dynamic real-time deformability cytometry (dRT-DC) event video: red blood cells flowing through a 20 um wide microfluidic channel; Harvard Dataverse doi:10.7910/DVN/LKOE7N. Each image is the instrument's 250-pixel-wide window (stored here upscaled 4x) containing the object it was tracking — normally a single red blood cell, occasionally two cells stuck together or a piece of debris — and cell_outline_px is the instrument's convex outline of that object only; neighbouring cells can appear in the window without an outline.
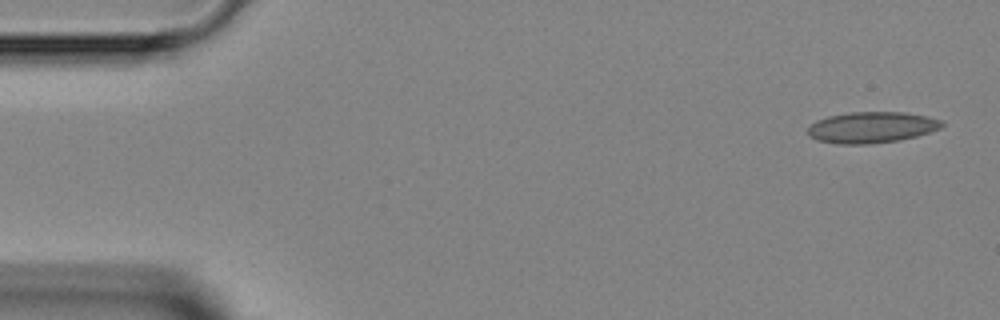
{"species": "Egyptian fruit bat (a non-hibernating species)", "species_latin": "Rousettus aegyptiacus", "temperature_condition": "room temperature", "stored_images_in_passage": 4, "camera_frame_rate_fps": 3000, "um_per_image_px": 0.085, "animal": {"sex": "female"}, "frame": {"image": 1, "passage_image": 1, "time_ms": 0.0, "image_size_px": [1000, 320], "cell_outline_px": [[944, 124], [940, 128], [916, 136], [900, 140], [868, 144], [836, 144], [816, 140], [808, 136], [808, 128], [816, 120], [828, 116], [852, 112], [904, 112], [928, 116], [944, 120]], "centroid_in_image_um": [74.09, 10.83], "position_along_channel_um": 10.9, "area_um2": 24.45}}
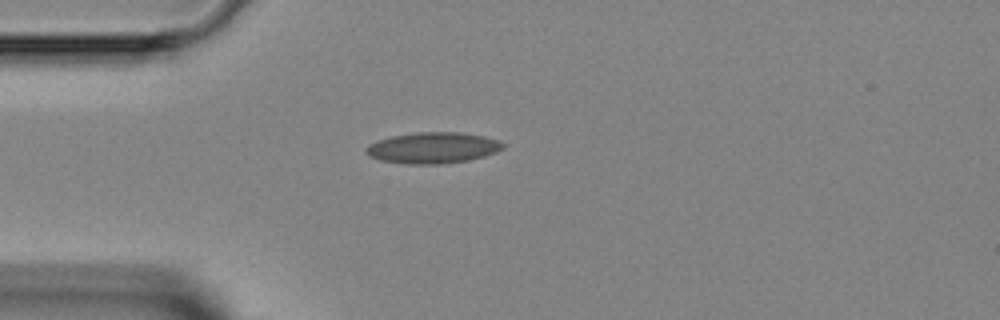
{"frame": {"image": 2, "passage_image": 4, "time_ms": 3.333, "image_size_px": [1000, 320], "cell_outline_px": [[504, 148], [496, 152], [484, 156], [468, 160], [440, 164], [404, 164], [380, 160], [368, 156], [364, 152], [364, 148], [368, 144], [376, 140], [392, 136], [416, 132], [464, 132], [484, 136], [500, 140], [504, 144]], "centroid_in_image_um": [36.76, 12.56], "position_along_channel_um": 48.2, "area_um2": 25.14}}